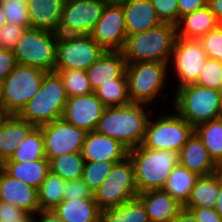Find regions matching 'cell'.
<instances>
[{"mask_svg":"<svg viewBox=\"0 0 222 222\" xmlns=\"http://www.w3.org/2000/svg\"><path fill=\"white\" fill-rule=\"evenodd\" d=\"M137 198L144 205L150 222H172L183 207L163 189L138 193Z\"/></svg>","mask_w":222,"mask_h":222,"instance_id":"22","label":"cell"},{"mask_svg":"<svg viewBox=\"0 0 222 222\" xmlns=\"http://www.w3.org/2000/svg\"><path fill=\"white\" fill-rule=\"evenodd\" d=\"M174 103L175 112L194 128L204 122L220 118L222 91L198 84L177 87Z\"/></svg>","mask_w":222,"mask_h":222,"instance_id":"5","label":"cell"},{"mask_svg":"<svg viewBox=\"0 0 222 222\" xmlns=\"http://www.w3.org/2000/svg\"><path fill=\"white\" fill-rule=\"evenodd\" d=\"M35 222H62V220L54 213L53 210H40L35 215Z\"/></svg>","mask_w":222,"mask_h":222,"instance_id":"48","label":"cell"},{"mask_svg":"<svg viewBox=\"0 0 222 222\" xmlns=\"http://www.w3.org/2000/svg\"><path fill=\"white\" fill-rule=\"evenodd\" d=\"M105 105L91 94L68 97L62 118L85 132L94 131Z\"/></svg>","mask_w":222,"mask_h":222,"instance_id":"16","label":"cell"},{"mask_svg":"<svg viewBox=\"0 0 222 222\" xmlns=\"http://www.w3.org/2000/svg\"><path fill=\"white\" fill-rule=\"evenodd\" d=\"M7 23L18 24L30 28L27 0H0Z\"/></svg>","mask_w":222,"mask_h":222,"instance_id":"38","label":"cell"},{"mask_svg":"<svg viewBox=\"0 0 222 222\" xmlns=\"http://www.w3.org/2000/svg\"><path fill=\"white\" fill-rule=\"evenodd\" d=\"M119 3L125 15L127 35L145 32L162 23L150 0H123Z\"/></svg>","mask_w":222,"mask_h":222,"instance_id":"21","label":"cell"},{"mask_svg":"<svg viewBox=\"0 0 222 222\" xmlns=\"http://www.w3.org/2000/svg\"><path fill=\"white\" fill-rule=\"evenodd\" d=\"M207 6L215 15V18L222 24V0H208Z\"/></svg>","mask_w":222,"mask_h":222,"instance_id":"50","label":"cell"},{"mask_svg":"<svg viewBox=\"0 0 222 222\" xmlns=\"http://www.w3.org/2000/svg\"><path fill=\"white\" fill-rule=\"evenodd\" d=\"M12 222H35V216L25 213L20 219H18V221H12Z\"/></svg>","mask_w":222,"mask_h":222,"instance_id":"52","label":"cell"},{"mask_svg":"<svg viewBox=\"0 0 222 222\" xmlns=\"http://www.w3.org/2000/svg\"><path fill=\"white\" fill-rule=\"evenodd\" d=\"M24 214V211L13 205L0 202V222L18 221Z\"/></svg>","mask_w":222,"mask_h":222,"instance_id":"46","label":"cell"},{"mask_svg":"<svg viewBox=\"0 0 222 222\" xmlns=\"http://www.w3.org/2000/svg\"><path fill=\"white\" fill-rule=\"evenodd\" d=\"M175 113L160 114L156 120H153L152 116L149 117L142 143L144 147L180 152L183 145L194 133V127L177 112Z\"/></svg>","mask_w":222,"mask_h":222,"instance_id":"9","label":"cell"},{"mask_svg":"<svg viewBox=\"0 0 222 222\" xmlns=\"http://www.w3.org/2000/svg\"><path fill=\"white\" fill-rule=\"evenodd\" d=\"M218 195L219 171L208 176H199L184 207L215 208Z\"/></svg>","mask_w":222,"mask_h":222,"instance_id":"28","label":"cell"},{"mask_svg":"<svg viewBox=\"0 0 222 222\" xmlns=\"http://www.w3.org/2000/svg\"><path fill=\"white\" fill-rule=\"evenodd\" d=\"M220 118H222V104H221Z\"/></svg>","mask_w":222,"mask_h":222,"instance_id":"56","label":"cell"},{"mask_svg":"<svg viewBox=\"0 0 222 222\" xmlns=\"http://www.w3.org/2000/svg\"><path fill=\"white\" fill-rule=\"evenodd\" d=\"M115 163L112 161H85L82 179L94 193L111 172Z\"/></svg>","mask_w":222,"mask_h":222,"instance_id":"37","label":"cell"},{"mask_svg":"<svg viewBox=\"0 0 222 222\" xmlns=\"http://www.w3.org/2000/svg\"><path fill=\"white\" fill-rule=\"evenodd\" d=\"M0 99H1V83H0Z\"/></svg>","mask_w":222,"mask_h":222,"instance_id":"57","label":"cell"},{"mask_svg":"<svg viewBox=\"0 0 222 222\" xmlns=\"http://www.w3.org/2000/svg\"><path fill=\"white\" fill-rule=\"evenodd\" d=\"M47 72L36 67L17 64L1 83L0 107L7 115H18L40 90Z\"/></svg>","mask_w":222,"mask_h":222,"instance_id":"6","label":"cell"},{"mask_svg":"<svg viewBox=\"0 0 222 222\" xmlns=\"http://www.w3.org/2000/svg\"><path fill=\"white\" fill-rule=\"evenodd\" d=\"M126 61L122 51H105L87 70L93 92L101 85L114 83V79H127Z\"/></svg>","mask_w":222,"mask_h":222,"instance_id":"19","label":"cell"},{"mask_svg":"<svg viewBox=\"0 0 222 222\" xmlns=\"http://www.w3.org/2000/svg\"><path fill=\"white\" fill-rule=\"evenodd\" d=\"M90 36L105 51H122L126 42L127 30L122 5L108 2Z\"/></svg>","mask_w":222,"mask_h":222,"instance_id":"15","label":"cell"},{"mask_svg":"<svg viewBox=\"0 0 222 222\" xmlns=\"http://www.w3.org/2000/svg\"><path fill=\"white\" fill-rule=\"evenodd\" d=\"M195 84L222 91V62L208 58Z\"/></svg>","mask_w":222,"mask_h":222,"instance_id":"39","label":"cell"},{"mask_svg":"<svg viewBox=\"0 0 222 222\" xmlns=\"http://www.w3.org/2000/svg\"><path fill=\"white\" fill-rule=\"evenodd\" d=\"M66 181L51 171L38 189L40 210H53L64 198Z\"/></svg>","mask_w":222,"mask_h":222,"instance_id":"32","label":"cell"},{"mask_svg":"<svg viewBox=\"0 0 222 222\" xmlns=\"http://www.w3.org/2000/svg\"><path fill=\"white\" fill-rule=\"evenodd\" d=\"M40 127L48 160L67 153L82 152L87 133L84 130L67 123L63 118Z\"/></svg>","mask_w":222,"mask_h":222,"instance_id":"14","label":"cell"},{"mask_svg":"<svg viewBox=\"0 0 222 222\" xmlns=\"http://www.w3.org/2000/svg\"><path fill=\"white\" fill-rule=\"evenodd\" d=\"M26 29V26L6 22V24L0 28V48L13 50L14 45Z\"/></svg>","mask_w":222,"mask_h":222,"instance_id":"42","label":"cell"},{"mask_svg":"<svg viewBox=\"0 0 222 222\" xmlns=\"http://www.w3.org/2000/svg\"><path fill=\"white\" fill-rule=\"evenodd\" d=\"M83 198H94L93 192L89 189L82 178L66 181L64 198L67 200H77Z\"/></svg>","mask_w":222,"mask_h":222,"instance_id":"43","label":"cell"},{"mask_svg":"<svg viewBox=\"0 0 222 222\" xmlns=\"http://www.w3.org/2000/svg\"><path fill=\"white\" fill-rule=\"evenodd\" d=\"M134 167V178L138 193L163 189L173 168L179 164V152L154 150L142 144L128 150Z\"/></svg>","mask_w":222,"mask_h":222,"instance_id":"2","label":"cell"},{"mask_svg":"<svg viewBox=\"0 0 222 222\" xmlns=\"http://www.w3.org/2000/svg\"><path fill=\"white\" fill-rule=\"evenodd\" d=\"M45 158L41 127H35L6 161L33 162Z\"/></svg>","mask_w":222,"mask_h":222,"instance_id":"34","label":"cell"},{"mask_svg":"<svg viewBox=\"0 0 222 222\" xmlns=\"http://www.w3.org/2000/svg\"><path fill=\"white\" fill-rule=\"evenodd\" d=\"M208 0H178V22L181 17L207 6Z\"/></svg>","mask_w":222,"mask_h":222,"instance_id":"47","label":"cell"},{"mask_svg":"<svg viewBox=\"0 0 222 222\" xmlns=\"http://www.w3.org/2000/svg\"><path fill=\"white\" fill-rule=\"evenodd\" d=\"M94 93L105 107L123 106L131 102L127 79H114V83L101 85Z\"/></svg>","mask_w":222,"mask_h":222,"instance_id":"35","label":"cell"},{"mask_svg":"<svg viewBox=\"0 0 222 222\" xmlns=\"http://www.w3.org/2000/svg\"><path fill=\"white\" fill-rule=\"evenodd\" d=\"M145 104L133 103L105 107L95 131L117 139L128 150L140 146L145 137L146 125L153 110ZM149 113V114H148Z\"/></svg>","mask_w":222,"mask_h":222,"instance_id":"1","label":"cell"},{"mask_svg":"<svg viewBox=\"0 0 222 222\" xmlns=\"http://www.w3.org/2000/svg\"><path fill=\"white\" fill-rule=\"evenodd\" d=\"M2 169L11 177L39 189L50 171L49 160L45 157L33 162L4 161Z\"/></svg>","mask_w":222,"mask_h":222,"instance_id":"27","label":"cell"},{"mask_svg":"<svg viewBox=\"0 0 222 222\" xmlns=\"http://www.w3.org/2000/svg\"><path fill=\"white\" fill-rule=\"evenodd\" d=\"M0 202L9 203L29 215L40 211L38 190L0 170Z\"/></svg>","mask_w":222,"mask_h":222,"instance_id":"17","label":"cell"},{"mask_svg":"<svg viewBox=\"0 0 222 222\" xmlns=\"http://www.w3.org/2000/svg\"><path fill=\"white\" fill-rule=\"evenodd\" d=\"M189 209L197 222H222L221 216L215 208L185 207Z\"/></svg>","mask_w":222,"mask_h":222,"instance_id":"45","label":"cell"},{"mask_svg":"<svg viewBox=\"0 0 222 222\" xmlns=\"http://www.w3.org/2000/svg\"><path fill=\"white\" fill-rule=\"evenodd\" d=\"M162 23L177 25L178 0H150Z\"/></svg>","mask_w":222,"mask_h":222,"instance_id":"41","label":"cell"},{"mask_svg":"<svg viewBox=\"0 0 222 222\" xmlns=\"http://www.w3.org/2000/svg\"><path fill=\"white\" fill-rule=\"evenodd\" d=\"M208 55L199 40L176 37L169 70H173L177 87L195 84L200 76ZM171 65V66H170Z\"/></svg>","mask_w":222,"mask_h":222,"instance_id":"12","label":"cell"},{"mask_svg":"<svg viewBox=\"0 0 222 222\" xmlns=\"http://www.w3.org/2000/svg\"><path fill=\"white\" fill-rule=\"evenodd\" d=\"M172 222H197L192 212L184 206L178 211Z\"/></svg>","mask_w":222,"mask_h":222,"instance_id":"49","label":"cell"},{"mask_svg":"<svg viewBox=\"0 0 222 222\" xmlns=\"http://www.w3.org/2000/svg\"><path fill=\"white\" fill-rule=\"evenodd\" d=\"M208 58L222 62V24L199 39Z\"/></svg>","mask_w":222,"mask_h":222,"instance_id":"40","label":"cell"},{"mask_svg":"<svg viewBox=\"0 0 222 222\" xmlns=\"http://www.w3.org/2000/svg\"><path fill=\"white\" fill-rule=\"evenodd\" d=\"M210 157L222 169V118L201 123L194 128Z\"/></svg>","mask_w":222,"mask_h":222,"instance_id":"30","label":"cell"},{"mask_svg":"<svg viewBox=\"0 0 222 222\" xmlns=\"http://www.w3.org/2000/svg\"><path fill=\"white\" fill-rule=\"evenodd\" d=\"M219 25L215 15L205 6L180 18L176 25L177 37L199 40Z\"/></svg>","mask_w":222,"mask_h":222,"instance_id":"25","label":"cell"},{"mask_svg":"<svg viewBox=\"0 0 222 222\" xmlns=\"http://www.w3.org/2000/svg\"><path fill=\"white\" fill-rule=\"evenodd\" d=\"M81 153L85 161L121 162L128 157V149L117 139L95 130L86 133Z\"/></svg>","mask_w":222,"mask_h":222,"instance_id":"18","label":"cell"},{"mask_svg":"<svg viewBox=\"0 0 222 222\" xmlns=\"http://www.w3.org/2000/svg\"><path fill=\"white\" fill-rule=\"evenodd\" d=\"M134 167L129 157L115 163L111 172L93 193L98 208L102 211L116 207L136 198Z\"/></svg>","mask_w":222,"mask_h":222,"instance_id":"10","label":"cell"},{"mask_svg":"<svg viewBox=\"0 0 222 222\" xmlns=\"http://www.w3.org/2000/svg\"><path fill=\"white\" fill-rule=\"evenodd\" d=\"M57 40L55 32L27 28L12 50L17 64L55 71Z\"/></svg>","mask_w":222,"mask_h":222,"instance_id":"8","label":"cell"},{"mask_svg":"<svg viewBox=\"0 0 222 222\" xmlns=\"http://www.w3.org/2000/svg\"><path fill=\"white\" fill-rule=\"evenodd\" d=\"M65 0H27L30 28L57 33Z\"/></svg>","mask_w":222,"mask_h":222,"instance_id":"24","label":"cell"},{"mask_svg":"<svg viewBox=\"0 0 222 222\" xmlns=\"http://www.w3.org/2000/svg\"><path fill=\"white\" fill-rule=\"evenodd\" d=\"M107 2H117V3H119V2H121V1H123V0H106Z\"/></svg>","mask_w":222,"mask_h":222,"instance_id":"55","label":"cell"},{"mask_svg":"<svg viewBox=\"0 0 222 222\" xmlns=\"http://www.w3.org/2000/svg\"><path fill=\"white\" fill-rule=\"evenodd\" d=\"M18 115H6L0 124V162L11 158L18 145L35 128Z\"/></svg>","mask_w":222,"mask_h":222,"instance_id":"23","label":"cell"},{"mask_svg":"<svg viewBox=\"0 0 222 222\" xmlns=\"http://www.w3.org/2000/svg\"><path fill=\"white\" fill-rule=\"evenodd\" d=\"M176 37V26L170 23L127 35L122 50L124 59L126 63L152 61L169 64Z\"/></svg>","mask_w":222,"mask_h":222,"instance_id":"3","label":"cell"},{"mask_svg":"<svg viewBox=\"0 0 222 222\" xmlns=\"http://www.w3.org/2000/svg\"><path fill=\"white\" fill-rule=\"evenodd\" d=\"M7 114L4 112V110L0 107V124L2 120L5 118Z\"/></svg>","mask_w":222,"mask_h":222,"instance_id":"54","label":"cell"},{"mask_svg":"<svg viewBox=\"0 0 222 222\" xmlns=\"http://www.w3.org/2000/svg\"><path fill=\"white\" fill-rule=\"evenodd\" d=\"M68 100L63 81L56 71L47 72L40 90L18 116L36 127L61 119Z\"/></svg>","mask_w":222,"mask_h":222,"instance_id":"4","label":"cell"},{"mask_svg":"<svg viewBox=\"0 0 222 222\" xmlns=\"http://www.w3.org/2000/svg\"><path fill=\"white\" fill-rule=\"evenodd\" d=\"M6 24V19L2 7L0 6V28Z\"/></svg>","mask_w":222,"mask_h":222,"instance_id":"53","label":"cell"},{"mask_svg":"<svg viewBox=\"0 0 222 222\" xmlns=\"http://www.w3.org/2000/svg\"><path fill=\"white\" fill-rule=\"evenodd\" d=\"M105 50L90 35H58L55 70H87Z\"/></svg>","mask_w":222,"mask_h":222,"instance_id":"11","label":"cell"},{"mask_svg":"<svg viewBox=\"0 0 222 222\" xmlns=\"http://www.w3.org/2000/svg\"><path fill=\"white\" fill-rule=\"evenodd\" d=\"M215 210L222 218V169L219 170V195Z\"/></svg>","mask_w":222,"mask_h":222,"instance_id":"51","label":"cell"},{"mask_svg":"<svg viewBox=\"0 0 222 222\" xmlns=\"http://www.w3.org/2000/svg\"><path fill=\"white\" fill-rule=\"evenodd\" d=\"M179 164L198 176H208L221 169L210 157L208 150L195 132L181 148Z\"/></svg>","mask_w":222,"mask_h":222,"instance_id":"20","label":"cell"},{"mask_svg":"<svg viewBox=\"0 0 222 222\" xmlns=\"http://www.w3.org/2000/svg\"><path fill=\"white\" fill-rule=\"evenodd\" d=\"M168 68L169 64L162 62L127 63L125 75L131 102L150 106L159 95L165 98L161 92L168 84Z\"/></svg>","mask_w":222,"mask_h":222,"instance_id":"7","label":"cell"},{"mask_svg":"<svg viewBox=\"0 0 222 222\" xmlns=\"http://www.w3.org/2000/svg\"><path fill=\"white\" fill-rule=\"evenodd\" d=\"M85 160L81 152L63 154L49 160L50 171L65 181L82 178Z\"/></svg>","mask_w":222,"mask_h":222,"instance_id":"33","label":"cell"},{"mask_svg":"<svg viewBox=\"0 0 222 222\" xmlns=\"http://www.w3.org/2000/svg\"><path fill=\"white\" fill-rule=\"evenodd\" d=\"M63 81L68 97L91 94L93 92L85 70H55Z\"/></svg>","mask_w":222,"mask_h":222,"instance_id":"36","label":"cell"},{"mask_svg":"<svg viewBox=\"0 0 222 222\" xmlns=\"http://www.w3.org/2000/svg\"><path fill=\"white\" fill-rule=\"evenodd\" d=\"M53 211L62 222H100L101 210L94 198L63 199Z\"/></svg>","mask_w":222,"mask_h":222,"instance_id":"26","label":"cell"},{"mask_svg":"<svg viewBox=\"0 0 222 222\" xmlns=\"http://www.w3.org/2000/svg\"><path fill=\"white\" fill-rule=\"evenodd\" d=\"M106 0H65L58 35H90L102 16Z\"/></svg>","mask_w":222,"mask_h":222,"instance_id":"13","label":"cell"},{"mask_svg":"<svg viewBox=\"0 0 222 222\" xmlns=\"http://www.w3.org/2000/svg\"><path fill=\"white\" fill-rule=\"evenodd\" d=\"M199 176L178 164L169 175L163 188L183 206L190 198L195 181Z\"/></svg>","mask_w":222,"mask_h":222,"instance_id":"29","label":"cell"},{"mask_svg":"<svg viewBox=\"0 0 222 222\" xmlns=\"http://www.w3.org/2000/svg\"><path fill=\"white\" fill-rule=\"evenodd\" d=\"M100 222H150L142 202L136 197L101 211Z\"/></svg>","mask_w":222,"mask_h":222,"instance_id":"31","label":"cell"},{"mask_svg":"<svg viewBox=\"0 0 222 222\" xmlns=\"http://www.w3.org/2000/svg\"><path fill=\"white\" fill-rule=\"evenodd\" d=\"M17 61L12 50L0 48V83L16 67Z\"/></svg>","mask_w":222,"mask_h":222,"instance_id":"44","label":"cell"}]
</instances>
